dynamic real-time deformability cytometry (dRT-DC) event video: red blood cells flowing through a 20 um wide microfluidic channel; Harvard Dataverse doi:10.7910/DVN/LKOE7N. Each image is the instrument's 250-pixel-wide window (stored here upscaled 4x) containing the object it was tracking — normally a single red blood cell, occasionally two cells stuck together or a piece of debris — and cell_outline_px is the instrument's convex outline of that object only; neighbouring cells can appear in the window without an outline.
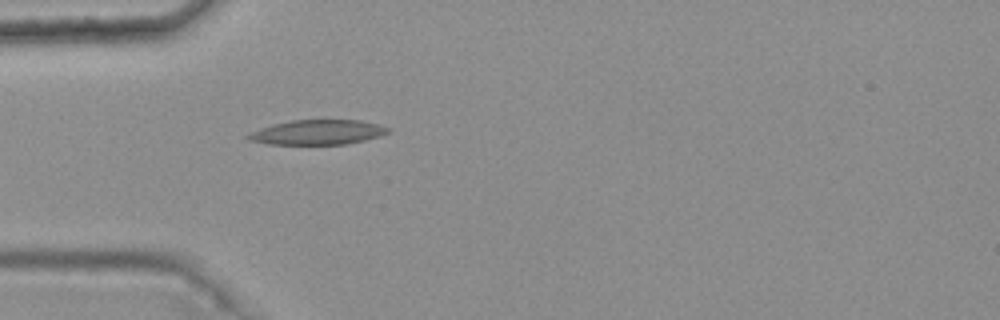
{"species": "common noctule bat (a hibernating species)", "species_latin": "Nyctalus noctula", "temperature_condition": "warm", "stored_images_in_passage": 2, "camera_frame_rate_fps": 3000, "um_per_image_px": 0.085, "animal": {"sex": "female", "body_mass_g": 25.1}, "frame": {"image": 1, "passage_image": 2, "time_ms": 0.333, "image_size_px": [1000, 320], "cell_outline_px": [[392, 132], [380, 136], [364, 140], [344, 144], [268, 144], [248, 140], [244, 136], [260, 128], [272, 124], [292, 120], [360, 120], [380, 124], [392, 128]], "centroid_in_image_um": [27.04, 11.23], "position_along_channel_um": 58.0, "area_um2": 20.35}}